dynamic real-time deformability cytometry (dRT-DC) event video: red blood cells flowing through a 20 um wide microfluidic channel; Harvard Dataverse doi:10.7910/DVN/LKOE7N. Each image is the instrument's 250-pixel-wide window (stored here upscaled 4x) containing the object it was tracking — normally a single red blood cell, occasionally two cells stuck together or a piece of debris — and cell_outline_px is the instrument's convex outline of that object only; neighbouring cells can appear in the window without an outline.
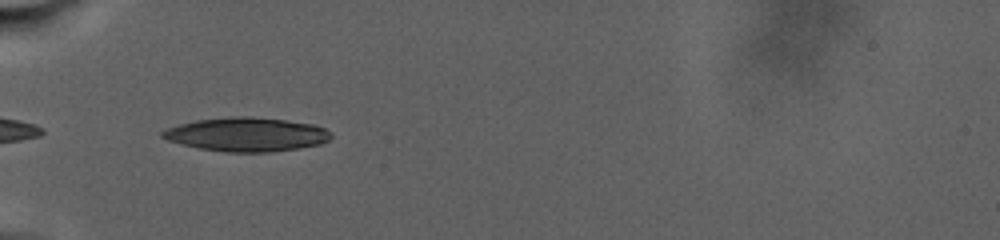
{"species": "human", "species_latin": "Homo sapiens", "temperature_condition": "warm", "stored_images_in_passage": 56, "camera_frame_rate_fps": 3000, "um_per_image_px": 0.085, "donor": {"sex": "male"}, "frame": {"image": 1, "passage_image": 1, "time_ms": 0.0, "image_size_px": [1000, 240], "cell_outline_px": [[332, 136], [328, 140], [320, 144], [300, 148], [272, 152], [224, 152], [200, 148], [168, 140], [160, 136], [160, 132], [168, 128], [180, 124], [196, 120], [232, 116], [248, 116], [284, 120], [312, 124], [324, 128], [332, 132]], "centroid_in_image_um": [20.98, 11.43], "position_along_channel_um": 64.0, "area_um2": 33.18}}
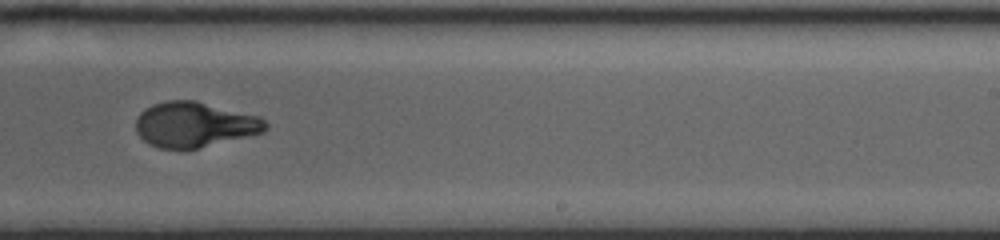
{"frame": {"image": 2, "passage_image": 21, "time_ms": 9.0, "image_size_px": [1000, 240], "cell_outline_px": [[268, 128], [264, 132], [196, 148], [156, 148], [148, 144], [136, 132], [136, 116], [144, 108], [152, 104], [168, 100], [196, 100], [260, 116], [268, 124]], "centroid_in_image_um": [16.51, 10.57], "position_along_channel_um": 272.5, "area_um2": 34.22}}
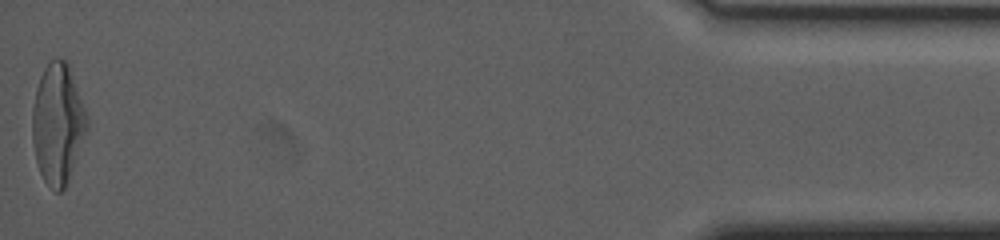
{"frame": {"image": 3, "passage_image": 56, "time_ms": 18.667, "image_size_px": [1000, 240], "cell_outline_px": [[88, 128], [64, 188], [60, 192], [56, 192], [44, 180], [40, 172], [36, 160], [32, 140], [32, 108], [36, 88], [40, 76], [44, 68], [52, 60], [68, 60], [88, 116]], "centroid_in_image_um": [4.91, 10.47], "position_along_channel_um": 430.3, "area_um2": 38.15}, "authors_computed_cell_mechanics": {"area_um2": 34.9112, "velocity_mm_per_s": 2.4327, "shape_relaxation_time_tau1_ms": 9.1318, "shape_relaxation_time_tau2_ms": 1.1953, "deformation_change_tau1": 0.2961, "deformation_change_tau2": 0.0563}}